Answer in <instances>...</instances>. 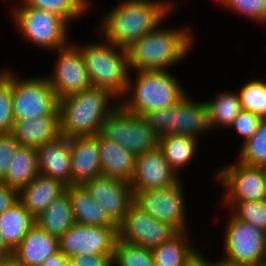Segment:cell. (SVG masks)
Returning <instances> with one entry per match:
<instances>
[{
    "label": "cell",
    "mask_w": 266,
    "mask_h": 266,
    "mask_svg": "<svg viewBox=\"0 0 266 266\" xmlns=\"http://www.w3.org/2000/svg\"><path fill=\"white\" fill-rule=\"evenodd\" d=\"M173 1L125 0L102 19L99 30L112 44L128 49L135 41L162 24L174 9Z\"/></svg>",
    "instance_id": "6da1fadb"
},
{
    "label": "cell",
    "mask_w": 266,
    "mask_h": 266,
    "mask_svg": "<svg viewBox=\"0 0 266 266\" xmlns=\"http://www.w3.org/2000/svg\"><path fill=\"white\" fill-rule=\"evenodd\" d=\"M135 41L128 49V68L131 71H168L187 57L194 46V34L185 28H159Z\"/></svg>",
    "instance_id": "7a4b0ae2"
},
{
    "label": "cell",
    "mask_w": 266,
    "mask_h": 266,
    "mask_svg": "<svg viewBox=\"0 0 266 266\" xmlns=\"http://www.w3.org/2000/svg\"><path fill=\"white\" fill-rule=\"evenodd\" d=\"M135 75L132 79L129 72L126 92L119 101L129 113L143 116L175 106L186 95L169 71H137Z\"/></svg>",
    "instance_id": "3957f363"
},
{
    "label": "cell",
    "mask_w": 266,
    "mask_h": 266,
    "mask_svg": "<svg viewBox=\"0 0 266 266\" xmlns=\"http://www.w3.org/2000/svg\"><path fill=\"white\" fill-rule=\"evenodd\" d=\"M114 99L108 91L93 86L59 99L60 134L68 138L97 135L103 116L116 105Z\"/></svg>",
    "instance_id": "277c9868"
},
{
    "label": "cell",
    "mask_w": 266,
    "mask_h": 266,
    "mask_svg": "<svg viewBox=\"0 0 266 266\" xmlns=\"http://www.w3.org/2000/svg\"><path fill=\"white\" fill-rule=\"evenodd\" d=\"M95 43L78 46L93 87L111 93L117 102L124 96L128 83V52L103 37ZM119 99V100H118Z\"/></svg>",
    "instance_id": "5b68a950"
},
{
    "label": "cell",
    "mask_w": 266,
    "mask_h": 266,
    "mask_svg": "<svg viewBox=\"0 0 266 266\" xmlns=\"http://www.w3.org/2000/svg\"><path fill=\"white\" fill-rule=\"evenodd\" d=\"M97 135L123 146L135 156L155 148L159 139L143 116L129 113L119 101L103 116Z\"/></svg>",
    "instance_id": "8992f818"
},
{
    "label": "cell",
    "mask_w": 266,
    "mask_h": 266,
    "mask_svg": "<svg viewBox=\"0 0 266 266\" xmlns=\"http://www.w3.org/2000/svg\"><path fill=\"white\" fill-rule=\"evenodd\" d=\"M11 14L21 36L37 47L55 52L70 42V24L55 13L25 6L20 1L19 5L13 6Z\"/></svg>",
    "instance_id": "52a82bcc"
},
{
    "label": "cell",
    "mask_w": 266,
    "mask_h": 266,
    "mask_svg": "<svg viewBox=\"0 0 266 266\" xmlns=\"http://www.w3.org/2000/svg\"><path fill=\"white\" fill-rule=\"evenodd\" d=\"M14 120L59 116V98L46 76L22 79L11 70Z\"/></svg>",
    "instance_id": "ba28073f"
},
{
    "label": "cell",
    "mask_w": 266,
    "mask_h": 266,
    "mask_svg": "<svg viewBox=\"0 0 266 266\" xmlns=\"http://www.w3.org/2000/svg\"><path fill=\"white\" fill-rule=\"evenodd\" d=\"M180 180L173 186L134 193V203L156 220L186 232L188 225L185 194Z\"/></svg>",
    "instance_id": "9c48e42d"
},
{
    "label": "cell",
    "mask_w": 266,
    "mask_h": 266,
    "mask_svg": "<svg viewBox=\"0 0 266 266\" xmlns=\"http://www.w3.org/2000/svg\"><path fill=\"white\" fill-rule=\"evenodd\" d=\"M221 167L215 180L224 188L222 202H250L264 200L266 168L248 166L239 161ZM225 195V196H224Z\"/></svg>",
    "instance_id": "30bf717a"
},
{
    "label": "cell",
    "mask_w": 266,
    "mask_h": 266,
    "mask_svg": "<svg viewBox=\"0 0 266 266\" xmlns=\"http://www.w3.org/2000/svg\"><path fill=\"white\" fill-rule=\"evenodd\" d=\"M224 257L248 265L266 262L265 232L230 213L224 233Z\"/></svg>",
    "instance_id": "8fae6325"
},
{
    "label": "cell",
    "mask_w": 266,
    "mask_h": 266,
    "mask_svg": "<svg viewBox=\"0 0 266 266\" xmlns=\"http://www.w3.org/2000/svg\"><path fill=\"white\" fill-rule=\"evenodd\" d=\"M179 232L171 225L160 222L133 203L118 225V239L133 245L154 249L170 241Z\"/></svg>",
    "instance_id": "7c38bea8"
},
{
    "label": "cell",
    "mask_w": 266,
    "mask_h": 266,
    "mask_svg": "<svg viewBox=\"0 0 266 266\" xmlns=\"http://www.w3.org/2000/svg\"><path fill=\"white\" fill-rule=\"evenodd\" d=\"M57 50L54 74L46 76L57 97L62 99L92 87L80 48L70 41Z\"/></svg>",
    "instance_id": "4fadbf2b"
},
{
    "label": "cell",
    "mask_w": 266,
    "mask_h": 266,
    "mask_svg": "<svg viewBox=\"0 0 266 266\" xmlns=\"http://www.w3.org/2000/svg\"><path fill=\"white\" fill-rule=\"evenodd\" d=\"M118 228L75 223L59 238V250L70 259L76 255H113Z\"/></svg>",
    "instance_id": "5bb4252c"
},
{
    "label": "cell",
    "mask_w": 266,
    "mask_h": 266,
    "mask_svg": "<svg viewBox=\"0 0 266 266\" xmlns=\"http://www.w3.org/2000/svg\"><path fill=\"white\" fill-rule=\"evenodd\" d=\"M82 186L117 226L134 203L130 183L117 178L100 175Z\"/></svg>",
    "instance_id": "9a60e30c"
},
{
    "label": "cell",
    "mask_w": 266,
    "mask_h": 266,
    "mask_svg": "<svg viewBox=\"0 0 266 266\" xmlns=\"http://www.w3.org/2000/svg\"><path fill=\"white\" fill-rule=\"evenodd\" d=\"M180 181L179 174L169 165L157 145L136 156L134 174L130 186L133 192L173 186Z\"/></svg>",
    "instance_id": "2e32d148"
},
{
    "label": "cell",
    "mask_w": 266,
    "mask_h": 266,
    "mask_svg": "<svg viewBox=\"0 0 266 266\" xmlns=\"http://www.w3.org/2000/svg\"><path fill=\"white\" fill-rule=\"evenodd\" d=\"M71 185H83L102 175L98 135L70 138Z\"/></svg>",
    "instance_id": "e0dca14e"
},
{
    "label": "cell",
    "mask_w": 266,
    "mask_h": 266,
    "mask_svg": "<svg viewBox=\"0 0 266 266\" xmlns=\"http://www.w3.org/2000/svg\"><path fill=\"white\" fill-rule=\"evenodd\" d=\"M36 153L39 174L71 185L70 138L60 135L36 148Z\"/></svg>",
    "instance_id": "ac0fdd59"
},
{
    "label": "cell",
    "mask_w": 266,
    "mask_h": 266,
    "mask_svg": "<svg viewBox=\"0 0 266 266\" xmlns=\"http://www.w3.org/2000/svg\"><path fill=\"white\" fill-rule=\"evenodd\" d=\"M185 95L172 106L171 134L198 138L211 130L206 102L194 101ZM199 135V136H198Z\"/></svg>",
    "instance_id": "d6986e66"
},
{
    "label": "cell",
    "mask_w": 266,
    "mask_h": 266,
    "mask_svg": "<svg viewBox=\"0 0 266 266\" xmlns=\"http://www.w3.org/2000/svg\"><path fill=\"white\" fill-rule=\"evenodd\" d=\"M59 251V239L35 224L13 250L12 257L23 266H40Z\"/></svg>",
    "instance_id": "ffe728a7"
},
{
    "label": "cell",
    "mask_w": 266,
    "mask_h": 266,
    "mask_svg": "<svg viewBox=\"0 0 266 266\" xmlns=\"http://www.w3.org/2000/svg\"><path fill=\"white\" fill-rule=\"evenodd\" d=\"M10 133L21 146L38 148L61 135L59 116L15 120Z\"/></svg>",
    "instance_id": "44dd1931"
},
{
    "label": "cell",
    "mask_w": 266,
    "mask_h": 266,
    "mask_svg": "<svg viewBox=\"0 0 266 266\" xmlns=\"http://www.w3.org/2000/svg\"><path fill=\"white\" fill-rule=\"evenodd\" d=\"M67 185L58 179L38 174L18 192V199L35 218L55 199L66 192Z\"/></svg>",
    "instance_id": "7402d4cb"
},
{
    "label": "cell",
    "mask_w": 266,
    "mask_h": 266,
    "mask_svg": "<svg viewBox=\"0 0 266 266\" xmlns=\"http://www.w3.org/2000/svg\"><path fill=\"white\" fill-rule=\"evenodd\" d=\"M98 144L102 175L130 182L134 174L136 156L103 136H98Z\"/></svg>",
    "instance_id": "603a6c76"
},
{
    "label": "cell",
    "mask_w": 266,
    "mask_h": 266,
    "mask_svg": "<svg viewBox=\"0 0 266 266\" xmlns=\"http://www.w3.org/2000/svg\"><path fill=\"white\" fill-rule=\"evenodd\" d=\"M73 210L75 222L82 225L118 228L105 210L91 197L82 185L66 187Z\"/></svg>",
    "instance_id": "cb8c5ba5"
},
{
    "label": "cell",
    "mask_w": 266,
    "mask_h": 266,
    "mask_svg": "<svg viewBox=\"0 0 266 266\" xmlns=\"http://www.w3.org/2000/svg\"><path fill=\"white\" fill-rule=\"evenodd\" d=\"M35 224V217L25 209L19 199L0 214V231L12 251Z\"/></svg>",
    "instance_id": "d4e9b609"
},
{
    "label": "cell",
    "mask_w": 266,
    "mask_h": 266,
    "mask_svg": "<svg viewBox=\"0 0 266 266\" xmlns=\"http://www.w3.org/2000/svg\"><path fill=\"white\" fill-rule=\"evenodd\" d=\"M35 220L41 229L59 239L76 223L68 193L55 199Z\"/></svg>",
    "instance_id": "484cf974"
},
{
    "label": "cell",
    "mask_w": 266,
    "mask_h": 266,
    "mask_svg": "<svg viewBox=\"0 0 266 266\" xmlns=\"http://www.w3.org/2000/svg\"><path fill=\"white\" fill-rule=\"evenodd\" d=\"M39 174L36 148L19 146L11 160L7 174L1 181L18 192Z\"/></svg>",
    "instance_id": "4316f807"
},
{
    "label": "cell",
    "mask_w": 266,
    "mask_h": 266,
    "mask_svg": "<svg viewBox=\"0 0 266 266\" xmlns=\"http://www.w3.org/2000/svg\"><path fill=\"white\" fill-rule=\"evenodd\" d=\"M187 233L179 232L170 241L151 250L155 266H187L198 251Z\"/></svg>",
    "instance_id": "83f0119b"
},
{
    "label": "cell",
    "mask_w": 266,
    "mask_h": 266,
    "mask_svg": "<svg viewBox=\"0 0 266 266\" xmlns=\"http://www.w3.org/2000/svg\"><path fill=\"white\" fill-rule=\"evenodd\" d=\"M197 142L196 138L173 134L164 135L158 139V145L165 159L177 174L194 159Z\"/></svg>",
    "instance_id": "f1b7e54d"
},
{
    "label": "cell",
    "mask_w": 266,
    "mask_h": 266,
    "mask_svg": "<svg viewBox=\"0 0 266 266\" xmlns=\"http://www.w3.org/2000/svg\"><path fill=\"white\" fill-rule=\"evenodd\" d=\"M208 107L209 124L212 129L228 128L243 110L238 92L224 91L214 100L205 101Z\"/></svg>",
    "instance_id": "f546056e"
},
{
    "label": "cell",
    "mask_w": 266,
    "mask_h": 266,
    "mask_svg": "<svg viewBox=\"0 0 266 266\" xmlns=\"http://www.w3.org/2000/svg\"><path fill=\"white\" fill-rule=\"evenodd\" d=\"M21 2L28 7L55 13L63 17L69 24L84 16V13L91 9L89 0H21Z\"/></svg>",
    "instance_id": "4dcf8cb0"
},
{
    "label": "cell",
    "mask_w": 266,
    "mask_h": 266,
    "mask_svg": "<svg viewBox=\"0 0 266 266\" xmlns=\"http://www.w3.org/2000/svg\"><path fill=\"white\" fill-rule=\"evenodd\" d=\"M237 161L248 166L266 168V119L262 120L252 137L242 144Z\"/></svg>",
    "instance_id": "1f68e13d"
},
{
    "label": "cell",
    "mask_w": 266,
    "mask_h": 266,
    "mask_svg": "<svg viewBox=\"0 0 266 266\" xmlns=\"http://www.w3.org/2000/svg\"><path fill=\"white\" fill-rule=\"evenodd\" d=\"M113 266H155L152 251L145 247L116 239L112 256Z\"/></svg>",
    "instance_id": "d6a6232c"
},
{
    "label": "cell",
    "mask_w": 266,
    "mask_h": 266,
    "mask_svg": "<svg viewBox=\"0 0 266 266\" xmlns=\"http://www.w3.org/2000/svg\"><path fill=\"white\" fill-rule=\"evenodd\" d=\"M238 93L243 110L258 115L262 120L266 119V81L251 79Z\"/></svg>",
    "instance_id": "836d02e7"
},
{
    "label": "cell",
    "mask_w": 266,
    "mask_h": 266,
    "mask_svg": "<svg viewBox=\"0 0 266 266\" xmlns=\"http://www.w3.org/2000/svg\"><path fill=\"white\" fill-rule=\"evenodd\" d=\"M238 219L266 232V201L224 202Z\"/></svg>",
    "instance_id": "e575fe53"
},
{
    "label": "cell",
    "mask_w": 266,
    "mask_h": 266,
    "mask_svg": "<svg viewBox=\"0 0 266 266\" xmlns=\"http://www.w3.org/2000/svg\"><path fill=\"white\" fill-rule=\"evenodd\" d=\"M11 70H0V134L10 133L14 124Z\"/></svg>",
    "instance_id": "d590c367"
},
{
    "label": "cell",
    "mask_w": 266,
    "mask_h": 266,
    "mask_svg": "<svg viewBox=\"0 0 266 266\" xmlns=\"http://www.w3.org/2000/svg\"><path fill=\"white\" fill-rule=\"evenodd\" d=\"M226 9L266 26V0H217Z\"/></svg>",
    "instance_id": "8d00e7d4"
},
{
    "label": "cell",
    "mask_w": 266,
    "mask_h": 266,
    "mask_svg": "<svg viewBox=\"0 0 266 266\" xmlns=\"http://www.w3.org/2000/svg\"><path fill=\"white\" fill-rule=\"evenodd\" d=\"M158 138L171 134L172 106L143 115Z\"/></svg>",
    "instance_id": "74e56055"
},
{
    "label": "cell",
    "mask_w": 266,
    "mask_h": 266,
    "mask_svg": "<svg viewBox=\"0 0 266 266\" xmlns=\"http://www.w3.org/2000/svg\"><path fill=\"white\" fill-rule=\"evenodd\" d=\"M261 121L262 119L258 115L242 110L229 127H234L233 129L243 138V143H245L256 132Z\"/></svg>",
    "instance_id": "f35d334b"
},
{
    "label": "cell",
    "mask_w": 266,
    "mask_h": 266,
    "mask_svg": "<svg viewBox=\"0 0 266 266\" xmlns=\"http://www.w3.org/2000/svg\"><path fill=\"white\" fill-rule=\"evenodd\" d=\"M20 144L11 133L0 134V182L5 178L9 165Z\"/></svg>",
    "instance_id": "ab89813d"
},
{
    "label": "cell",
    "mask_w": 266,
    "mask_h": 266,
    "mask_svg": "<svg viewBox=\"0 0 266 266\" xmlns=\"http://www.w3.org/2000/svg\"><path fill=\"white\" fill-rule=\"evenodd\" d=\"M112 256L113 255L83 254L73 256L69 261L73 266H113Z\"/></svg>",
    "instance_id": "60d3db41"
},
{
    "label": "cell",
    "mask_w": 266,
    "mask_h": 266,
    "mask_svg": "<svg viewBox=\"0 0 266 266\" xmlns=\"http://www.w3.org/2000/svg\"><path fill=\"white\" fill-rule=\"evenodd\" d=\"M18 200V191L0 182V214Z\"/></svg>",
    "instance_id": "b9f144b4"
},
{
    "label": "cell",
    "mask_w": 266,
    "mask_h": 266,
    "mask_svg": "<svg viewBox=\"0 0 266 266\" xmlns=\"http://www.w3.org/2000/svg\"><path fill=\"white\" fill-rule=\"evenodd\" d=\"M68 261L69 259L59 250L43 261L40 266H64Z\"/></svg>",
    "instance_id": "7bdbcfd3"
},
{
    "label": "cell",
    "mask_w": 266,
    "mask_h": 266,
    "mask_svg": "<svg viewBox=\"0 0 266 266\" xmlns=\"http://www.w3.org/2000/svg\"><path fill=\"white\" fill-rule=\"evenodd\" d=\"M187 266H213V261L206 259L199 250L197 253L189 260Z\"/></svg>",
    "instance_id": "ee69618b"
},
{
    "label": "cell",
    "mask_w": 266,
    "mask_h": 266,
    "mask_svg": "<svg viewBox=\"0 0 266 266\" xmlns=\"http://www.w3.org/2000/svg\"><path fill=\"white\" fill-rule=\"evenodd\" d=\"M12 250L6 245L3 234L0 231V259L12 256Z\"/></svg>",
    "instance_id": "f6af8a7d"
},
{
    "label": "cell",
    "mask_w": 266,
    "mask_h": 266,
    "mask_svg": "<svg viewBox=\"0 0 266 266\" xmlns=\"http://www.w3.org/2000/svg\"><path fill=\"white\" fill-rule=\"evenodd\" d=\"M213 266H250V265L242 262H235L223 257L218 261L217 260L213 261Z\"/></svg>",
    "instance_id": "bcb514c9"
},
{
    "label": "cell",
    "mask_w": 266,
    "mask_h": 266,
    "mask_svg": "<svg viewBox=\"0 0 266 266\" xmlns=\"http://www.w3.org/2000/svg\"><path fill=\"white\" fill-rule=\"evenodd\" d=\"M0 266H23L17 262L12 256L0 259Z\"/></svg>",
    "instance_id": "7dc6e473"
},
{
    "label": "cell",
    "mask_w": 266,
    "mask_h": 266,
    "mask_svg": "<svg viewBox=\"0 0 266 266\" xmlns=\"http://www.w3.org/2000/svg\"><path fill=\"white\" fill-rule=\"evenodd\" d=\"M250 266H266V262L265 263H261V264L250 265Z\"/></svg>",
    "instance_id": "c3c4849f"
},
{
    "label": "cell",
    "mask_w": 266,
    "mask_h": 266,
    "mask_svg": "<svg viewBox=\"0 0 266 266\" xmlns=\"http://www.w3.org/2000/svg\"><path fill=\"white\" fill-rule=\"evenodd\" d=\"M64 266H73L70 261H68Z\"/></svg>",
    "instance_id": "681fc988"
},
{
    "label": "cell",
    "mask_w": 266,
    "mask_h": 266,
    "mask_svg": "<svg viewBox=\"0 0 266 266\" xmlns=\"http://www.w3.org/2000/svg\"><path fill=\"white\" fill-rule=\"evenodd\" d=\"M264 201H266V187H265Z\"/></svg>",
    "instance_id": "f907efd6"
}]
</instances>
